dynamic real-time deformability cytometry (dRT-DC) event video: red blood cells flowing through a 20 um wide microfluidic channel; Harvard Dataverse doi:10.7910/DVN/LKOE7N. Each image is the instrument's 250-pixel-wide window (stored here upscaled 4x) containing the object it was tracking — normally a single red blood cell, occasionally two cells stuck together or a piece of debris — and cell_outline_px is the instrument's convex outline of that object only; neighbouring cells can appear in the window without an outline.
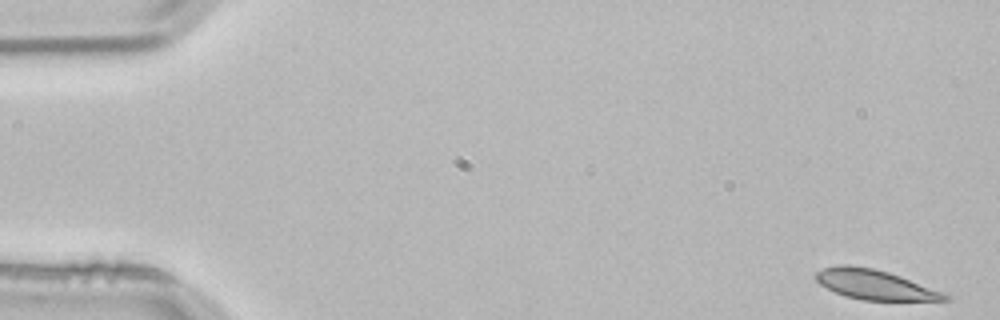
{"species": "common noctule bat (a hibernating species)", "species_latin": "Nyctalus noctula", "temperature_condition": "room temperature", "stored_images_in_passage": 4, "camera_frame_rate_fps": 3000, "um_per_image_px": 0.085, "animal": {"sex": "male", "body_mass_g": 21.5, "forearm_length_mm": 52.0}, "frame": {"image": 1, "passage_image": 1, "time_ms": 0.0, "image_size_px": [1000, 320], "cell_outline_px": [[952, 300], [864, 300], [844, 296], [820, 284], [816, 280], [816, 272], [824, 268], [836, 264], [848, 264], [872, 268], [888, 272], [948, 292], [952, 296]], "centroid_in_image_um": [74.44, 24.19], "position_along_channel_um": 10.6, "area_um2": 22.6}}
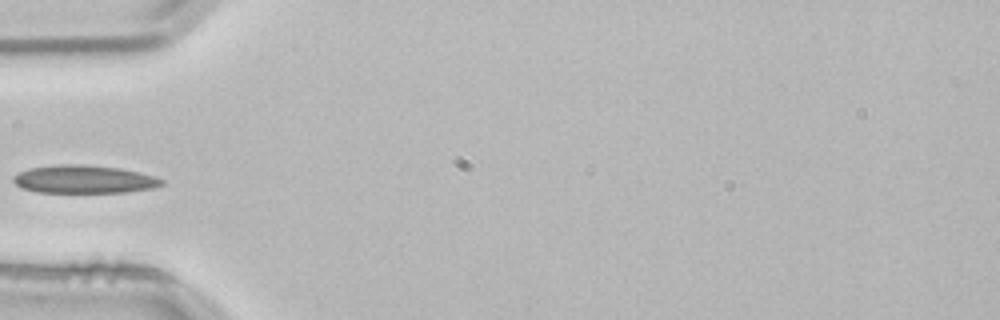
{"frame": {"image": 2, "passage_image": 4, "time_ms": 1.0, "image_size_px": [1000, 320], "cell_outline_px": [[164, 184], [152, 188], [128, 192], [36, 192], [24, 188], [16, 184], [12, 180], [12, 176], [28, 168], [60, 164], [84, 164], [120, 168], [152, 176], [164, 180]], "centroid_in_image_um": [7.12, 15.23], "position_along_channel_um": 77.9, "area_um2": 24.1}}